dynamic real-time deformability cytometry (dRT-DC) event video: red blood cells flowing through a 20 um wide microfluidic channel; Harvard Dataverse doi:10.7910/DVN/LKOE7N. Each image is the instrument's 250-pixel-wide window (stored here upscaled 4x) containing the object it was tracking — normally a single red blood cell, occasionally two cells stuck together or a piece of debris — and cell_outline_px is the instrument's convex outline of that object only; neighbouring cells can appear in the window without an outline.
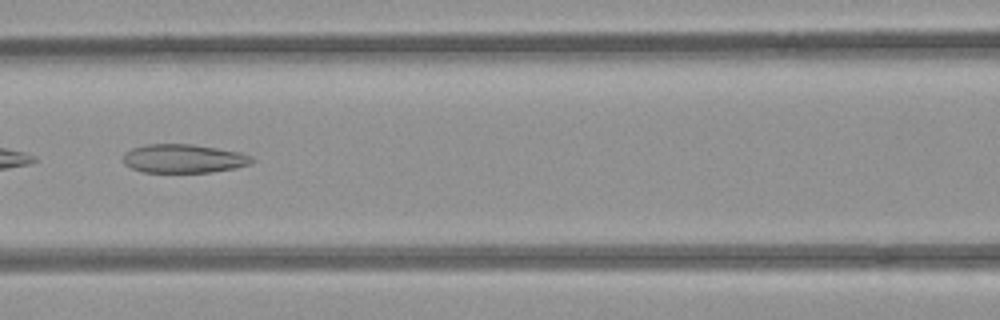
{"species": "common noctule bat (a hibernating species)", "species_latin": "Nyctalus noctula", "temperature_condition": "room temperature", "stored_images_in_passage": 16, "camera_frame_rate_fps": 3000, "um_per_image_px": 0.085, "animal": {"sex": "female", "body_mass_g": 21.9}, "frame": {"image": 1, "passage_image": 7, "time_ms": 2.0, "image_size_px": [1000, 320], "cell_outline_px": [[256, 160], [248, 164], [236, 168], [212, 172], [144, 172], [132, 168], [124, 164], [124, 156], [132, 148], [148, 144], [192, 144], [240, 152]], "centroid_in_image_um": [15.62, 13.48], "position_along_channel_um": 151.0, "area_um2": 21.27}}